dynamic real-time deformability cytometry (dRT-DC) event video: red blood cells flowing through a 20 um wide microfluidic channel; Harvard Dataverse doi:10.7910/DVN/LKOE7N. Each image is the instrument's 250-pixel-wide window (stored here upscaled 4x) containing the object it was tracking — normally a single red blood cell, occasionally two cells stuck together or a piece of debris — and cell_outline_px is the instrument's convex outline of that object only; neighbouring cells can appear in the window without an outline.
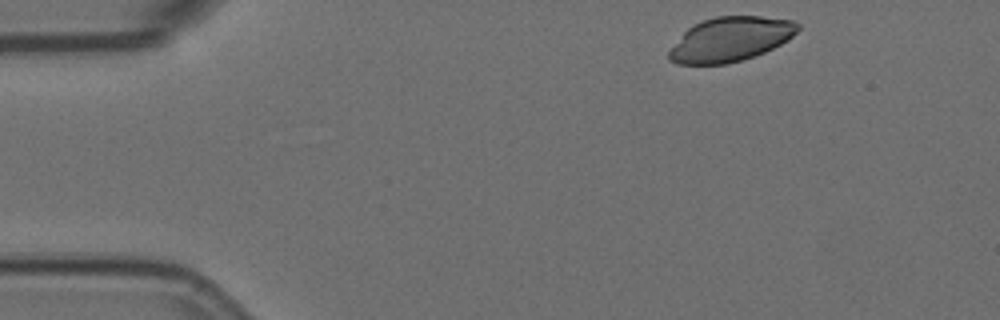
{"species": "Egyptian fruit bat (a non-hibernating species)", "species_latin": "Rousettus aegyptiacus", "temperature_condition": "room temperature", "stored_images_in_passage": 50, "camera_frame_rate_fps": 3000, "um_per_image_px": 0.085, "animal": {"sex": "female"}, "frame": {"image": 1, "passage_image": 1, "time_ms": 0.0, "image_size_px": [1000, 320], "cell_outline_px": [[800, 28], [788, 40], [764, 52], [728, 64], [676, 64], [668, 60], [668, 52], [684, 32], [688, 28], [704, 20], [716, 16], [760, 16], [792, 20], [800, 24]], "centroid_in_image_um": [62.08, 3.34], "position_along_channel_um": 22.9, "area_um2": 33.06}}
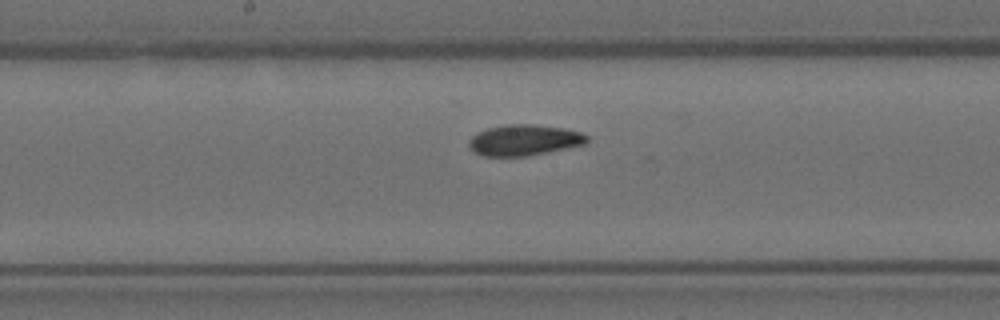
{"frame": {"image": 2, "passage_image": 22, "time_ms": 7.0, "image_size_px": [1000, 320], "cell_outline_px": [[588, 140], [584, 144], [548, 152], [524, 156], [484, 156], [476, 152], [468, 144], [468, 140], [476, 132], [488, 128], [504, 124], [532, 124], [564, 128], [580, 132], [588, 136]], "centroid_in_image_um": [44.54, 11.9], "position_along_channel_um": 203.7, "area_um2": 21.15}}
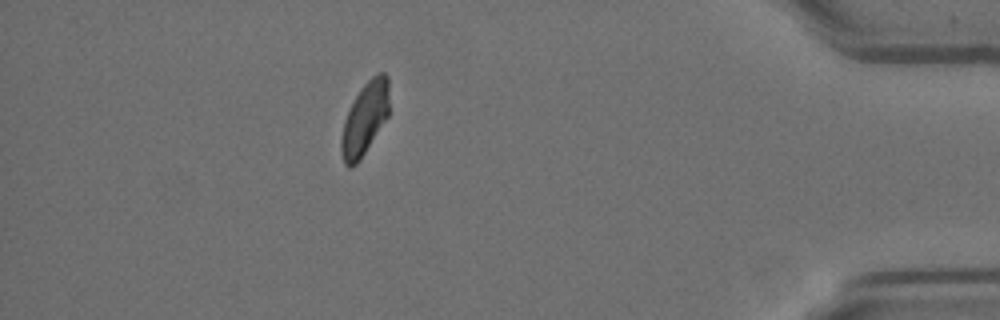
{"frame": {"image": 3, "passage_image": 43, "time_ms": 14.0, "image_size_px": [1000, 320], "cell_outline_px": [[388, 116], [360, 160], [352, 168], [348, 168], [344, 164], [340, 148], [340, 140], [344, 120], [356, 96], [364, 84], [372, 76], [380, 72], [384, 72], [388, 76]], "centroid_in_image_um": [30.99, 10.12], "position_along_channel_um": 404.2, "area_um2": 20.11}, "authors_computed_cell_mechanics": {"area_um2": 21.1548, "velocity_mm_per_s": 3.5587, "shape_relaxation_time_tau1_ms": 6.3285, "shape_relaxation_time_tau2_ms": null, "deformation_change_tau1": 0.1373, "deformation_change_tau2": null}}